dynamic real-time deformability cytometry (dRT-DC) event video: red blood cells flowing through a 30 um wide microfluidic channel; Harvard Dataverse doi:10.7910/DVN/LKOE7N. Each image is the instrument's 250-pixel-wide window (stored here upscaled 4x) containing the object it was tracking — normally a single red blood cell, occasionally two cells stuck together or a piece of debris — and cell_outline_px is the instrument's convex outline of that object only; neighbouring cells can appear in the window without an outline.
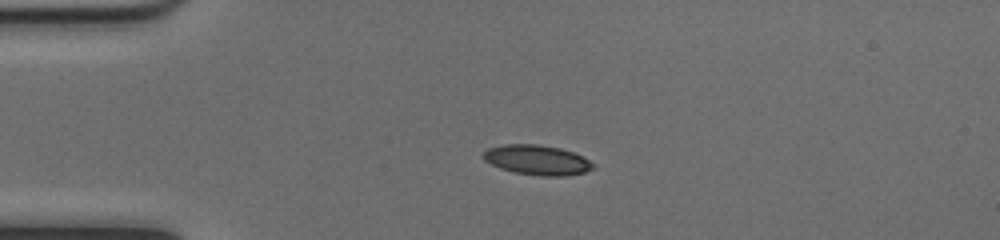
{"species": "common noctule bat (a hibernating species)", "species_latin": "Nyctalus noctula", "temperature_condition": "cold", "stored_images_in_passage": 40, "camera_frame_rate_fps": 3000, "um_per_image_px": 0.085, "animal": {"sex": "female", "body_mass_g": 17.0, "forearm_length_mm": 48.0}, "frame": {"image": 1, "passage_image": 1, "time_ms": 0.0, "image_size_px": [1000, 240], "cell_outline_px": [[596, 168], [584, 172], [564, 176], [540, 176], [512, 172], [500, 168], [484, 160], [480, 156], [488, 148], [504, 144], [536, 144], [560, 148], [584, 156], [596, 164]], "centroid_in_image_um": [45.67, 13.6], "position_along_channel_um": 39.3, "area_um2": 19.36}}
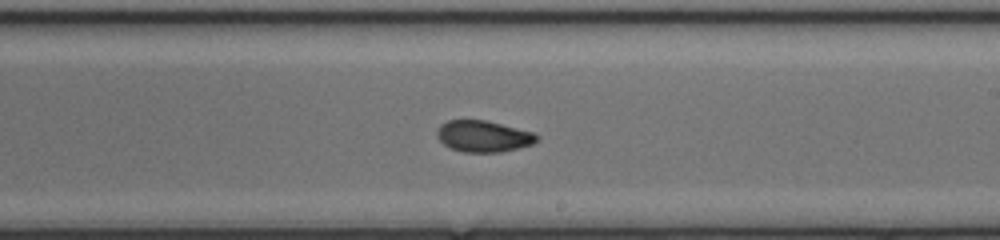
{"frame": {"image": 2, "passage_image": 19, "time_ms": 6.0, "image_size_px": [1000, 240], "cell_outline_px": [[540, 140], [532, 144], [500, 152], [464, 152], [452, 148], [444, 144], [436, 136], [436, 132], [440, 124], [448, 120], [484, 120], [532, 132], [540, 136]], "centroid_in_image_um": [41.08, 11.58], "position_along_channel_um": 247.9, "area_um2": 18.09}}
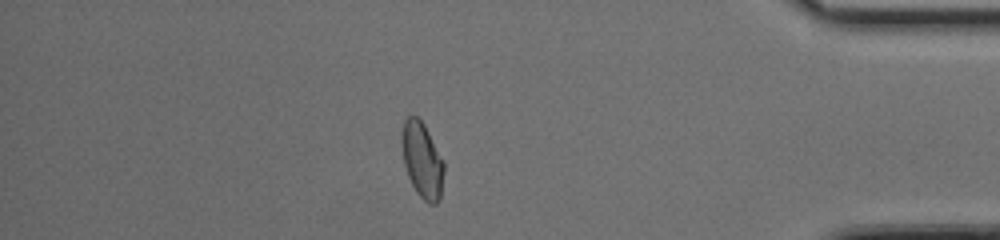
{"frame": {"image": 3, "passage_image": 33, "time_ms": 10.667, "image_size_px": [1000, 240], "cell_outline_px": [[444, 172], [440, 200], [436, 204], [428, 204], [416, 192], [408, 176], [404, 164], [400, 144], [400, 132], [404, 120], [408, 116], [416, 116], [424, 124], [444, 160]], "centroid_in_image_um": [35.87, 13.6], "position_along_channel_um": 399.3, "area_um2": 18.96}, "authors_computed_cell_mechanics": {"area_um2": 18.5538, "velocity_mm_per_s": 4.0263, "shape_relaxation_time_tau1_ms": 10.2298, "shape_relaxation_time_tau2_ms": 1.5683, "deformation_change_tau1": 0.1941, "deformation_change_tau2": 0.057}}